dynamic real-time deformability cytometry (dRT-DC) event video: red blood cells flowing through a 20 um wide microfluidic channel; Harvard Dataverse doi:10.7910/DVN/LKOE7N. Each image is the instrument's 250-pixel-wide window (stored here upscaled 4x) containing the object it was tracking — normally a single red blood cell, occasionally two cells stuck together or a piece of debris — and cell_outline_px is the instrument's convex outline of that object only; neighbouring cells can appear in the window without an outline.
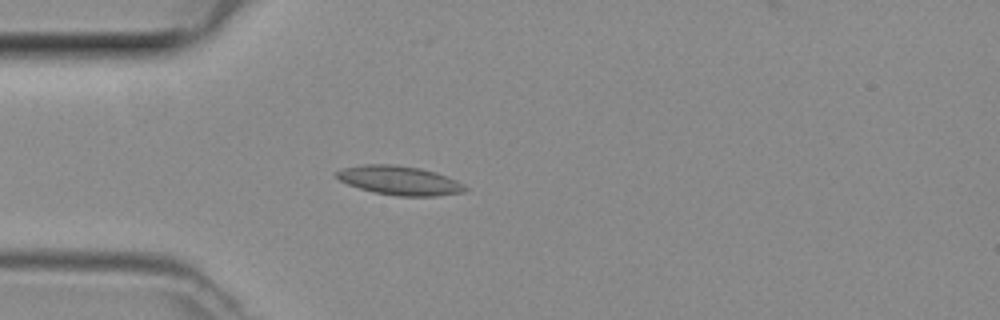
{"species": "common noctule bat (a hibernating species)", "species_latin": "Nyctalus noctula", "temperature_condition": "room temperature", "stored_images_in_passage": 40, "camera_frame_rate_fps": 3000, "um_per_image_px": 0.085, "animal": {"sex": "female", "body_mass_g": 29.2, "forearm_length_mm": 56.3}, "frame": {"image": 1, "passage_image": 8, "time_ms": 2.333, "image_size_px": [1000, 320], "cell_outline_px": [[468, 188], [464, 192], [436, 196], [400, 196], [376, 192], [360, 188], [348, 184], [340, 180], [336, 176], [336, 172], [344, 168], [364, 164], [392, 164], [420, 168], [436, 172], [448, 176], [464, 184]], "centroid_in_image_um": [34.0, 15.33], "position_along_channel_um": 51.0, "area_um2": 21.62}}
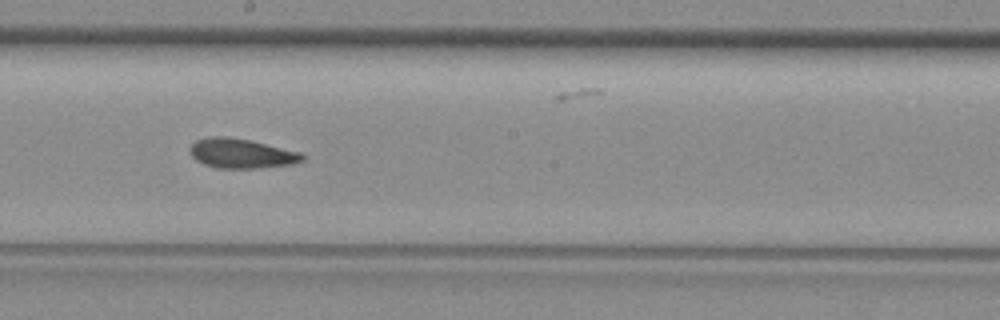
{"frame": {"image": 2, "passage_image": 21, "time_ms": 6.667, "image_size_px": [1000, 320], "cell_outline_px": [[308, 156], [304, 160], [292, 164], [256, 168], [216, 168], [204, 164], [196, 160], [192, 156], [188, 148], [196, 140], [208, 136], [228, 136], [248, 140], [300, 152]], "centroid_in_image_um": [20.5, 13.04], "position_along_channel_um": 227.7, "area_um2": 19.42}}
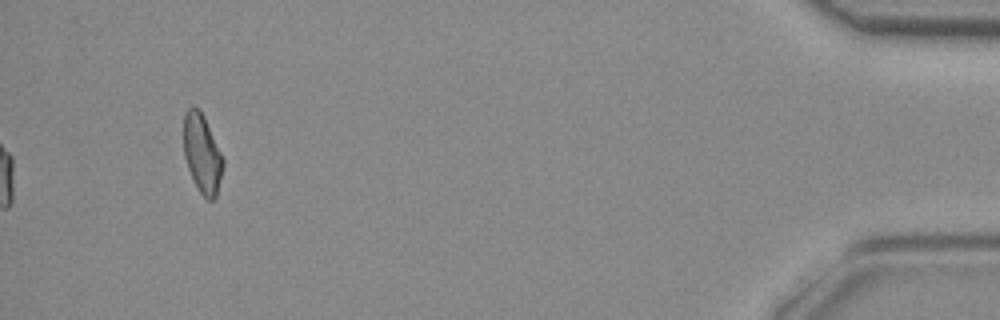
{"frame": {"image": 3, "passage_image": 40, "time_ms": 13.0, "image_size_px": [1000, 320], "cell_outline_px": [[224, 164], [216, 196], [212, 200], [208, 200], [200, 192], [188, 168], [184, 156], [184, 112], [188, 108], [200, 108], [204, 116], [224, 160]], "centroid_in_image_um": [17.18, 13.04], "position_along_channel_um": 418.0, "area_um2": 17.8}}